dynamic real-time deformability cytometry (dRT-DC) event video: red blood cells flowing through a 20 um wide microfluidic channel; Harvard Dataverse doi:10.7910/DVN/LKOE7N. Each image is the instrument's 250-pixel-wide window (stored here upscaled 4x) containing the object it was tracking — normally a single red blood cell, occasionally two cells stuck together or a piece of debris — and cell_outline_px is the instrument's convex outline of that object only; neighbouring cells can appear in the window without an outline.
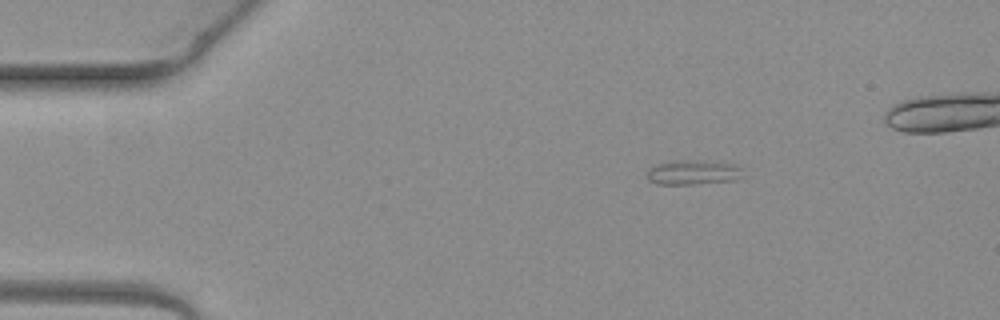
{"species": "common noctule bat (a hibernating species)", "species_latin": "Nyctalus noctula", "temperature_condition": "warm", "stored_images_in_passage": 3, "camera_frame_rate_fps": 3000, "um_per_image_px": 0.085, "animal": {"sex": "female", "body_mass_g": 19.3, "forearm_length_mm": 54.1}, "frame": {"image": 1, "passage_image": 1, "time_ms": 0.0, "image_size_px": [1000, 320], "cell_outline_px": [[744, 176], [736, 180], [692, 184], [656, 184], [648, 180], [648, 168], [656, 164], [676, 160], [692, 160], [736, 164], [744, 168]], "centroid_in_image_um": [58.96, 14.65], "position_along_channel_um": 26.0, "area_um2": 13.93}}